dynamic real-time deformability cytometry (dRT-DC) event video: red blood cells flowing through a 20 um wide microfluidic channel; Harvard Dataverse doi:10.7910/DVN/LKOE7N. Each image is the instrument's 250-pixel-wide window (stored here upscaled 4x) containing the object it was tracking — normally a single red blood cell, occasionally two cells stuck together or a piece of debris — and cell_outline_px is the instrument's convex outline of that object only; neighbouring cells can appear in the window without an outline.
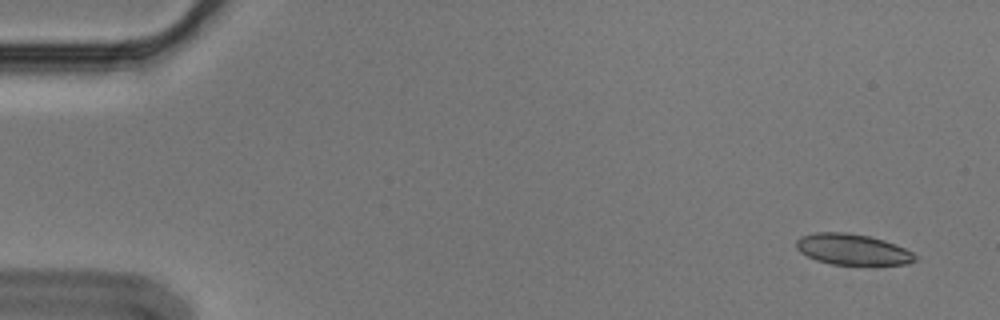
{"species": "Egyptian fruit bat (a non-hibernating species)", "species_latin": "Rousettus aegyptiacus", "temperature_condition": "cold", "stored_images_in_passage": 6, "camera_frame_rate_fps": 3000, "um_per_image_px": 0.085, "animal": {"sex": "male"}, "frame": {"image": 1, "passage_image": 1, "time_ms": 0.0, "image_size_px": [1000, 320], "cell_outline_px": [[916, 260], [908, 264], [832, 264], [816, 260], [800, 252], [796, 248], [796, 240], [800, 236], [816, 232], [848, 232], [868, 236], [884, 240], [896, 244], [912, 252], [916, 256]], "centroid_in_image_um": [72.44, 21.19], "position_along_channel_um": 12.6, "area_um2": 21.33}}
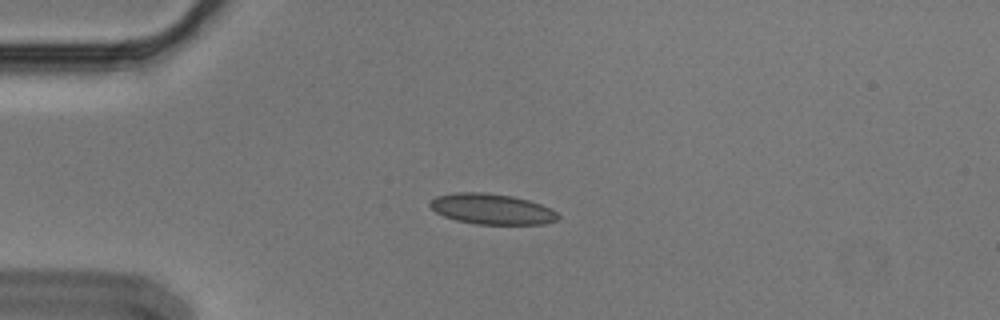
{"frame": {"image": 2, "passage_image": 4, "time_ms": 1.0, "image_size_px": [1000, 320], "cell_outline_px": [[560, 216], [556, 220], [544, 224], [476, 224], [456, 220], [444, 216], [436, 212], [428, 204], [436, 196], [456, 192], [484, 192], [512, 196], [528, 200], [540, 204], [556, 212]], "centroid_in_image_um": [41.78, 17.76], "position_along_channel_um": 43.2, "area_um2": 22.66}}